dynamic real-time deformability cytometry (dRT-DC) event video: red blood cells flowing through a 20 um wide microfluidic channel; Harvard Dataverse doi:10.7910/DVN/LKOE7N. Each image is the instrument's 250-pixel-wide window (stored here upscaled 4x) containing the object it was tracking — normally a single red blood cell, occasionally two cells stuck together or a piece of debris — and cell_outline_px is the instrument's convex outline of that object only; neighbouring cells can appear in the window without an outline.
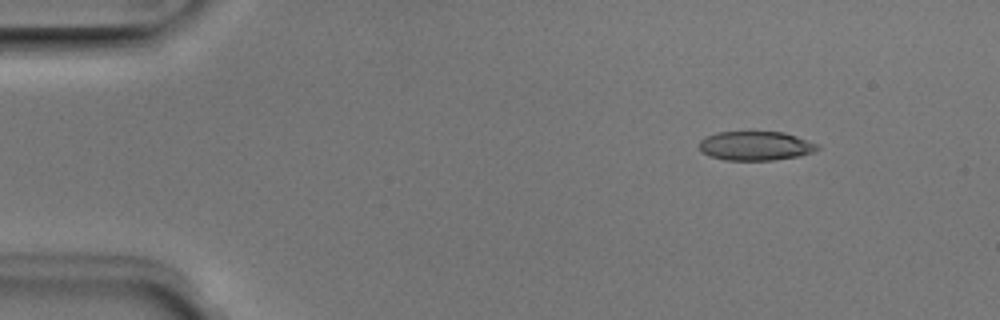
{"species": "Egyptian fruit bat (a non-hibernating species)", "species_latin": "Rousettus aegyptiacus", "temperature_condition": "room temperature", "stored_images_in_passage": 5, "camera_frame_rate_fps": 3000, "um_per_image_px": 0.085, "animal": {"sex": "male"}, "frame": {"image": 1, "passage_image": 2, "time_ms": 0.333, "image_size_px": [1000, 320], "cell_outline_px": [[820, 148], [812, 152], [800, 156], [772, 160], [724, 160], [700, 152], [700, 140], [704, 136], [716, 132], [784, 132], [820, 144]], "centroid_in_image_um": [64.23, 12.39], "position_along_channel_um": 20.8, "area_um2": 20.17}}